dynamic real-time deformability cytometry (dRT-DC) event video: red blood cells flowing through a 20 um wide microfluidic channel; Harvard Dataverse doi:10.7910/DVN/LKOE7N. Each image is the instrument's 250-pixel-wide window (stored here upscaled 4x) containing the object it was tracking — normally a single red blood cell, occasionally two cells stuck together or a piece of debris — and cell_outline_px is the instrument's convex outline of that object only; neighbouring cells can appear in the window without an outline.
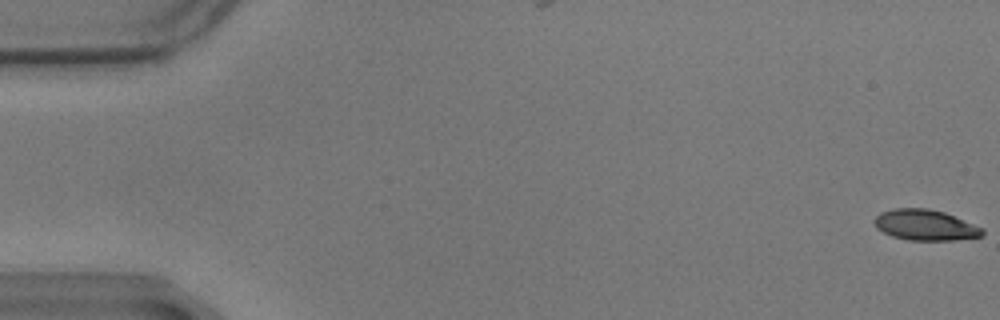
{"species": "common noctule bat (a hibernating species)", "species_latin": "Nyctalus noctula", "temperature_condition": "warm", "stored_images_in_passage": 56, "camera_frame_rate_fps": 3000, "um_per_image_px": 0.085, "animal": {"sex": "male", "body_mass_g": 17.9}, "frame": {"image": 1, "passage_image": 1, "time_ms": 0.0, "image_size_px": [1000, 320], "cell_outline_px": [[984, 236], [956, 240], [908, 240], [892, 236], [876, 228], [872, 220], [880, 212], [892, 208], [928, 208], [944, 212], [984, 228]], "centroid_in_image_um": [78.64, 19.12], "position_along_channel_um": 6.4, "area_um2": 19.54}}
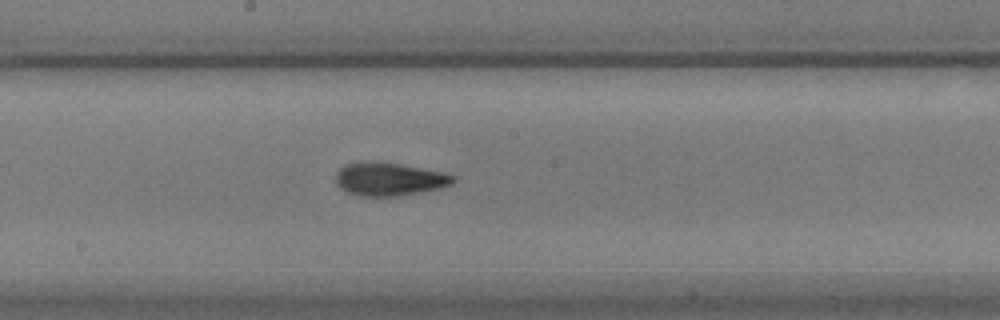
{"frame": {"image": 2, "passage_image": 32, "time_ms": 10.333, "image_size_px": [1000, 320], "cell_outline_px": [[456, 180], [452, 184], [440, 188], [420, 192], [396, 196], [360, 196], [348, 192], [340, 188], [336, 184], [336, 172], [344, 164], [360, 160], [372, 160], [400, 164], [440, 172], [456, 176]], "centroid_in_image_um": [33.03, 15.2], "position_along_channel_um": 215.2, "area_um2": 22.89}}
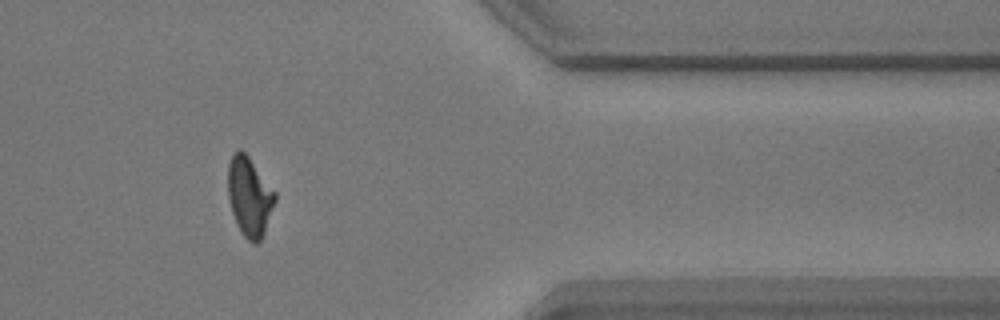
{"frame": {"image": 3, "passage_image": 49, "time_ms": 16.0, "image_size_px": [1000, 320], "cell_outline_px": [[276, 200], [264, 232], [260, 240], [256, 244], [252, 244], [244, 236], [236, 224], [232, 212], [228, 196], [228, 164], [232, 156], [240, 148], [248, 156], [276, 192]], "centroid_in_image_um": [21.2, 16.72], "position_along_channel_um": 390.2, "area_um2": 21.56}}